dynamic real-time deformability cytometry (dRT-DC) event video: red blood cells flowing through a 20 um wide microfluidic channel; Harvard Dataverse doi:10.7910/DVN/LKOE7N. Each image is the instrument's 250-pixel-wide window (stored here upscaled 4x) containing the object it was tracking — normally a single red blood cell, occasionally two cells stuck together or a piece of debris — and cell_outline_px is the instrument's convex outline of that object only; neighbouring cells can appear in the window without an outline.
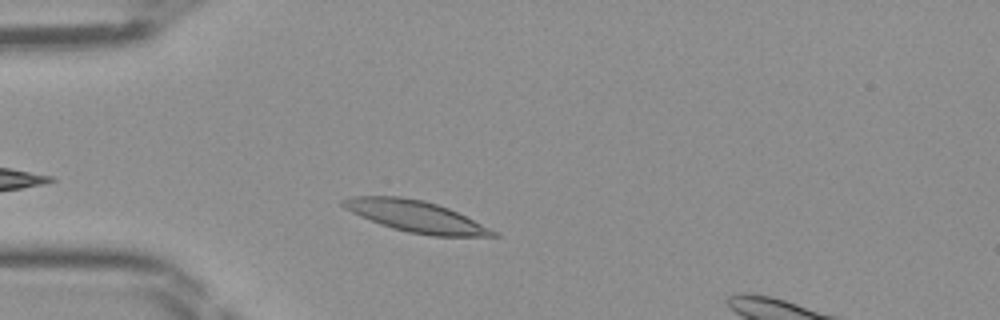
{"species": "Egyptian fruit bat (a non-hibernating species)", "species_latin": "Rousettus aegyptiacus", "temperature_condition": "room temperature", "stored_images_in_passage": 38, "camera_frame_rate_fps": 3000, "um_per_image_px": 0.085, "frame": {"image": 1, "passage_image": 6, "time_ms": 1.667, "image_size_px": [1000, 320], "cell_outline_px": [[500, 236], [432, 236], [408, 232], [392, 228], [380, 224], [360, 216], [344, 208], [340, 204], [340, 200], [352, 196], [400, 196], [424, 200], [448, 208], [500, 232]], "centroid_in_image_um": [35.34, 18.39], "position_along_channel_um": 49.7, "area_um2": 27.46}}
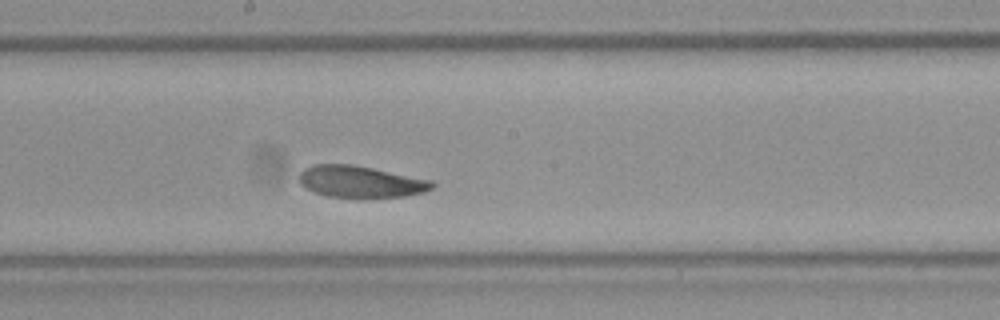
{"frame": {"image": 2, "passage_image": 19, "time_ms": 6.0, "image_size_px": [1000, 320], "cell_outline_px": [[436, 184], [432, 188], [424, 192], [404, 196], [328, 196], [316, 192], [300, 184], [300, 172], [304, 168], [316, 164], [352, 164], [432, 180]], "centroid_in_image_um": [30.66, 15.42], "position_along_channel_um": 217.5, "area_um2": 23.93}}
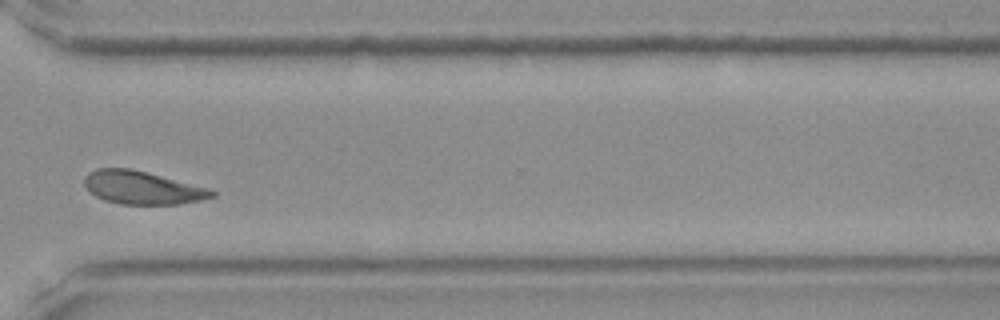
{"frame": {"image": 3, "passage_image": 29, "time_ms": 9.333, "image_size_px": [1000, 320], "cell_outline_px": [[216, 196], [200, 200], [176, 204], [120, 204], [104, 200], [96, 196], [84, 184], [84, 176], [88, 172], [96, 168], [128, 168], [208, 188], [216, 192]], "centroid_in_image_um": [12.06, 15.95], "position_along_channel_um": 358.5, "area_um2": 24.16}}